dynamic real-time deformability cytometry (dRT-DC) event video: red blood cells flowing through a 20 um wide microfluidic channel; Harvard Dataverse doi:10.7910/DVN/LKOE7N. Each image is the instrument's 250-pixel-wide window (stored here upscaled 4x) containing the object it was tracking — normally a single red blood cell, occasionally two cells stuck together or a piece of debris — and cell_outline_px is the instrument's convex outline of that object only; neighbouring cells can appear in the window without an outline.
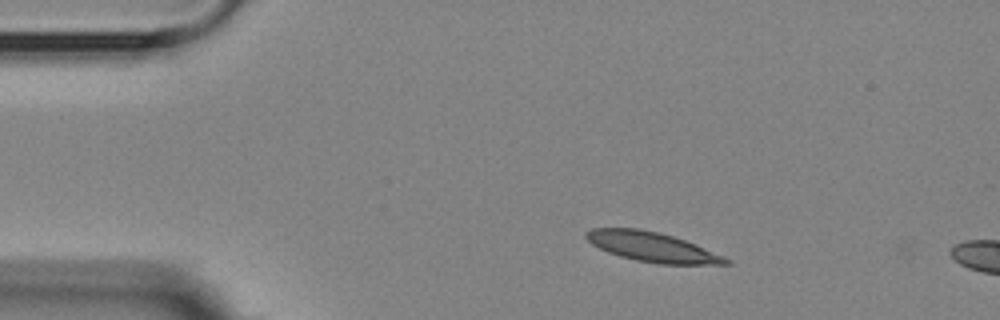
{"species": "Egyptian fruit bat (a non-hibernating species)", "species_latin": "Rousettus aegyptiacus", "temperature_condition": "room temperature", "stored_images_in_passage": 2, "camera_frame_rate_fps": 3000, "um_per_image_px": 0.085, "animal": {"sex": "female"}, "frame": {"image": 1, "passage_image": 1, "time_ms": 0.0, "image_size_px": [1000, 320], "cell_outline_px": [[732, 264], [660, 264], [636, 260], [620, 256], [608, 252], [592, 244], [584, 236], [584, 232], [592, 228], [640, 228], [660, 232], [684, 240], [724, 256], [732, 260]], "centroid_in_image_um": [55.42, 20.98], "position_along_channel_um": 29.6, "area_um2": 24.04}}